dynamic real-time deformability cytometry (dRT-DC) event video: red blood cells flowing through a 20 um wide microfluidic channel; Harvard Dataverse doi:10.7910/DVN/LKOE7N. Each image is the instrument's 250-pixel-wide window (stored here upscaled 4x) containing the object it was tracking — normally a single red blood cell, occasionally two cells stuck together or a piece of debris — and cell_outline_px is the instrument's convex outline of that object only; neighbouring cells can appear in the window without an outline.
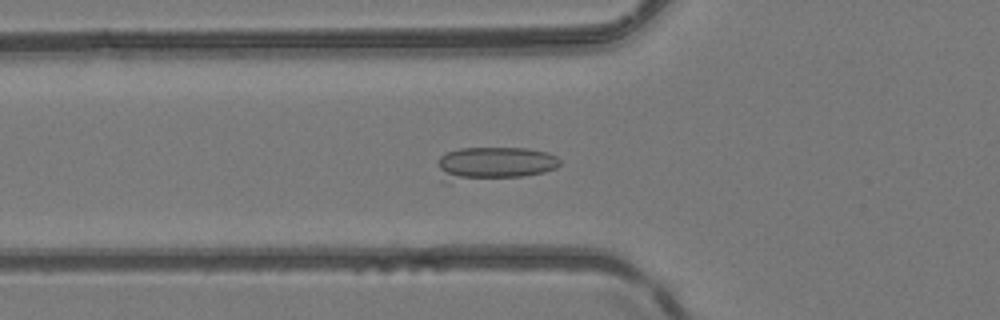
{"species": "common noctule bat (a hibernating species)", "species_latin": "Nyctalus noctula", "temperature_condition": "room temperature", "stored_images_in_passage": 24, "camera_frame_rate_fps": 3000, "um_per_image_px": 0.085, "animal": {"sex": "female", "body_mass_g": 24.6, "forearm_length_mm": 56.2}, "frame": {"image": 1, "passage_image": 8, "time_ms": 2.333, "image_size_px": [1000, 320], "cell_outline_px": [[560, 164], [556, 168], [544, 172], [520, 176], [448, 184], [440, 168], [440, 156], [448, 152], [460, 148], [528, 148], [548, 152], [556, 156], [560, 160]], "centroid_in_image_um": [42.03, 13.91], "position_along_channel_um": 83.8, "area_um2": 23.76}}
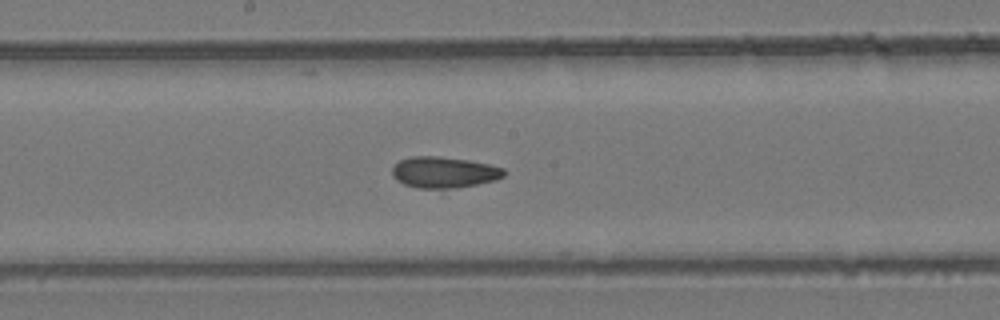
{"frame": {"image": 2, "passage_image": 17, "time_ms": 5.333, "image_size_px": [1000, 320], "cell_outline_px": [[504, 176], [496, 180], [476, 184], [452, 188], [420, 188], [404, 184], [396, 180], [392, 176], [392, 164], [400, 160], [412, 156], [436, 156], [468, 160], [488, 164], [504, 168]], "centroid_in_image_um": [37.7, 14.64], "position_along_channel_um": 210.5, "area_um2": 20.23}}
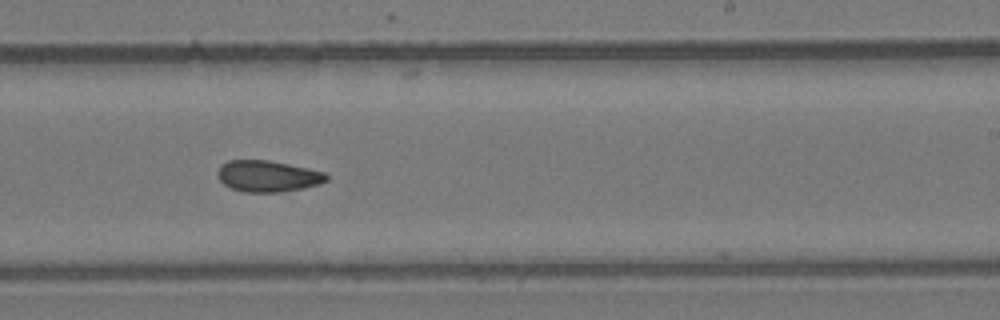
{"frame": {"image": 3, "passage_image": 21, "time_ms": 6.667, "image_size_px": [1000, 320], "cell_outline_px": [[328, 180], [320, 184], [304, 188], [280, 192], [244, 192], [232, 188], [224, 184], [220, 180], [216, 172], [220, 164], [228, 160], [268, 160], [308, 168], [324, 172], [328, 176]], "centroid_in_image_um": [22.75, 14.97], "position_along_channel_um": 266.3, "area_um2": 19.94}}